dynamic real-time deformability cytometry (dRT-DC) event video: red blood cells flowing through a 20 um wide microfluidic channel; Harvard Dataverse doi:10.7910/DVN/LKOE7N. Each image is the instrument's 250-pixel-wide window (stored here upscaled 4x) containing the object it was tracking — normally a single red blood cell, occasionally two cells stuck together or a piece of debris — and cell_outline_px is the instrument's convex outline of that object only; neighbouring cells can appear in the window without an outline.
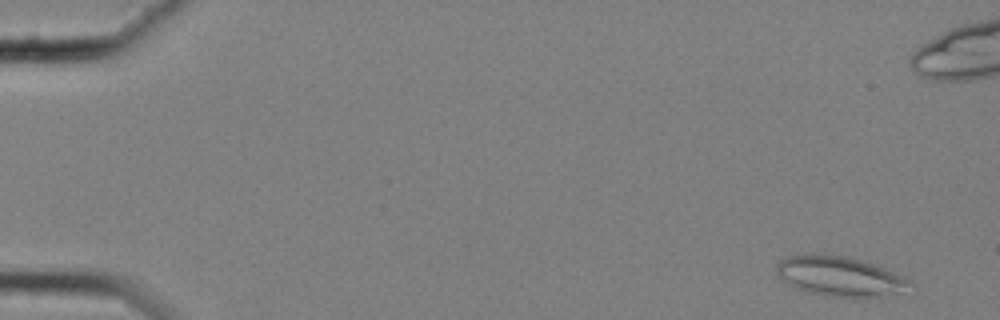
{"species": "common noctule bat (a hibernating species)", "species_latin": "Nyctalus noctula", "temperature_condition": "cold", "stored_images_in_passage": 13, "camera_frame_rate_fps": 3000, "um_per_image_px": 0.085, "animal": {"sex": "female", "body_mass_g": 25.1}, "frame": {"image": 1, "passage_image": 3, "time_ms": 0.667, "image_size_px": [1000, 320], "cell_outline_px": [[916, 288], [900, 292], [880, 296], [824, 296], [808, 292], [796, 288], [788, 284], [776, 272], [776, 264], [780, 260], [788, 256], [804, 252], [816, 252], [848, 256], [864, 260], [884, 268], [908, 280]], "centroid_in_image_um": [71.33, 23.44], "position_along_channel_um": 13.7, "area_um2": 31.21}}